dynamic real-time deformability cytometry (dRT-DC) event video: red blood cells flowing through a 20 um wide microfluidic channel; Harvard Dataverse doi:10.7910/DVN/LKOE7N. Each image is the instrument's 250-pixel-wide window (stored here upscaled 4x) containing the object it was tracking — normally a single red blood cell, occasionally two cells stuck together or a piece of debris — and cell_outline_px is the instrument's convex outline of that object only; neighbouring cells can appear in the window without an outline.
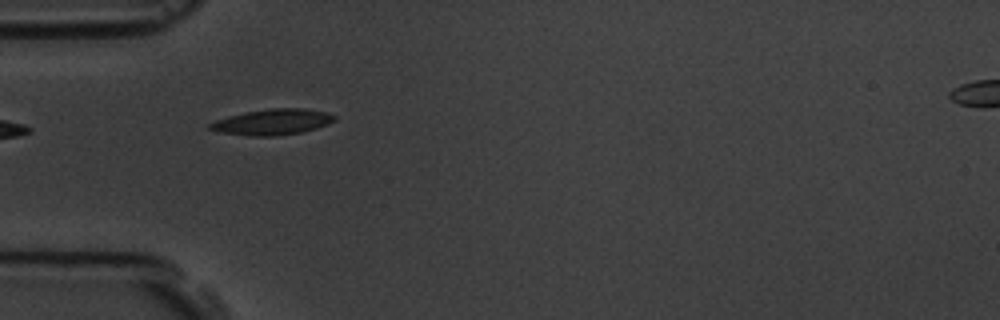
{"species": "common noctule bat (a hibernating species)", "species_latin": "Nyctalus noctula", "temperature_condition": "room temperature", "stored_images_in_passage": 5, "camera_frame_rate_fps": 3000, "um_per_image_px": 0.085, "animal": {"sex": "male", "body_mass_g": 19.5, "forearm_length_mm": 54.6}, "frame": {"image": 1, "passage_image": 4, "time_ms": 4.333, "image_size_px": [1000, 320], "cell_outline_px": [[336, 120], [328, 124], [316, 128], [300, 132], [276, 136], [248, 136], [216, 132], [204, 128], [208, 124], [216, 120], [228, 116], [248, 112], [272, 108], [304, 108], [328, 112], [336, 116]], "centroid_in_image_um": [23.12, 10.38], "position_along_channel_um": 61.9, "area_um2": 18.9}}
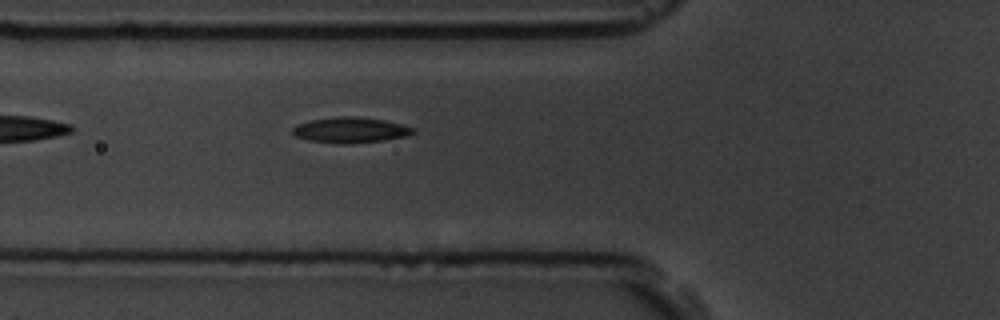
{"frame": {"image": 2, "passage_image": 5, "time_ms": 5.333, "image_size_px": [1000, 320], "cell_outline_px": [[416, 132], [408, 136], [384, 140], [348, 144], [336, 144], [308, 140], [296, 136], [292, 132], [292, 128], [296, 124], [312, 120], [336, 116], [356, 116], [384, 120], [404, 124], [412, 128]], "centroid_in_image_um": [29.79, 11.05], "position_along_channel_um": 96.0, "area_um2": 18.15}}